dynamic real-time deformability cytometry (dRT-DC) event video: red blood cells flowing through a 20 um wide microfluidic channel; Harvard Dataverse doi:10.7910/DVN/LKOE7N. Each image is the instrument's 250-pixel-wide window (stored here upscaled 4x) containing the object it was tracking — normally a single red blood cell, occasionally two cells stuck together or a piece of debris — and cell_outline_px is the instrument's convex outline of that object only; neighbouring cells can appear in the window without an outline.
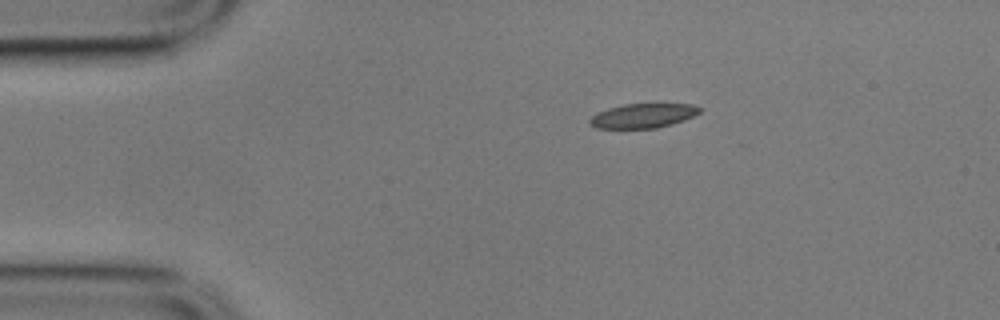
{"species": "common noctule bat (a hibernating species)", "species_latin": "Nyctalus noctula", "temperature_condition": "cold", "stored_images_in_passage": 37, "camera_frame_rate_fps": 3000, "um_per_image_px": 0.085, "animal": {"sex": "male", "body_mass_g": 17.9}, "frame": {"image": 1, "passage_image": 1, "time_ms": 0.0, "image_size_px": [1000, 320], "cell_outline_px": [[704, 108], [700, 112], [684, 120], [672, 124], [656, 128], [596, 128], [588, 124], [588, 120], [596, 112], [608, 108], [624, 104], [692, 104]], "centroid_in_image_um": [54.64, 9.83], "position_along_channel_um": 30.4, "area_um2": 15.72}}
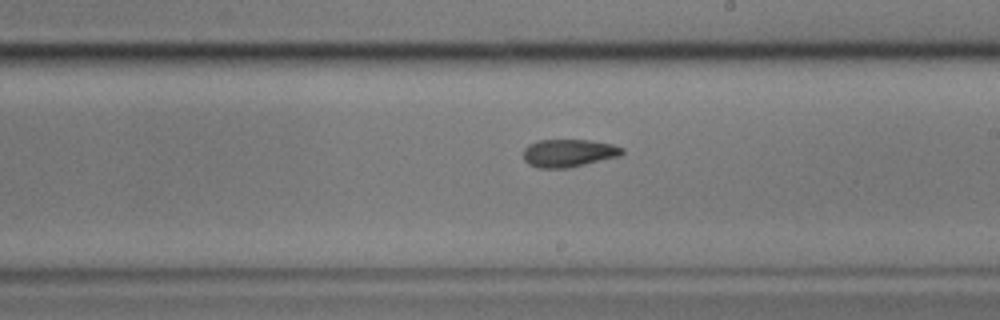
{"frame": {"image": 2, "passage_image": 23, "time_ms": 7.333, "image_size_px": [1000, 320], "cell_outline_px": [[624, 152], [620, 156], [568, 168], [536, 168], [528, 164], [524, 160], [524, 148], [528, 144], [536, 140], [592, 140], [612, 144], [624, 148]], "centroid_in_image_um": [48.32, 13.01], "position_along_channel_um": 240.7, "area_um2": 16.18}}
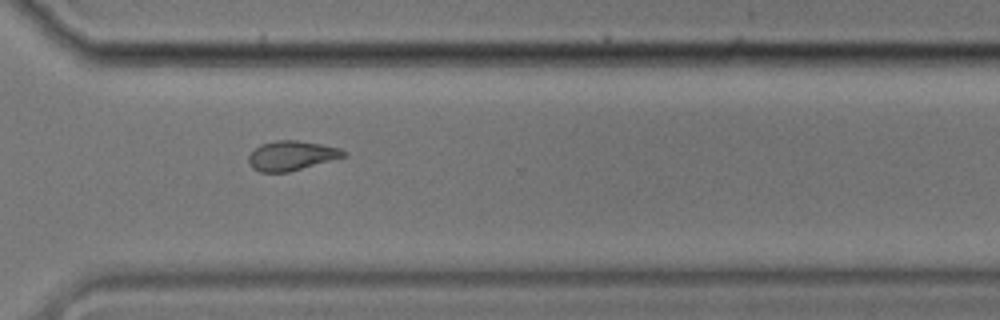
{"frame": {"image": 3, "passage_image": 32, "time_ms": 10.333, "image_size_px": [1000, 320], "cell_outline_px": [[348, 156], [288, 172], [260, 172], [252, 168], [248, 160], [248, 156], [260, 144], [276, 140], [296, 140], [320, 144], [340, 148], [348, 152]], "centroid_in_image_um": [24.8, 13.23], "position_along_channel_um": 345.8, "area_um2": 16.42}, "authors_computed_cell_mechanics": {"area_um2": 16.2418, "velocity_mm_per_s": 3.5084, "shape_relaxation_time_tau1_ms": null, "shape_relaxation_time_tau2_ms": 5.1325, "deformation_change_tau1": null, "deformation_change_tau2": 0.1149}}